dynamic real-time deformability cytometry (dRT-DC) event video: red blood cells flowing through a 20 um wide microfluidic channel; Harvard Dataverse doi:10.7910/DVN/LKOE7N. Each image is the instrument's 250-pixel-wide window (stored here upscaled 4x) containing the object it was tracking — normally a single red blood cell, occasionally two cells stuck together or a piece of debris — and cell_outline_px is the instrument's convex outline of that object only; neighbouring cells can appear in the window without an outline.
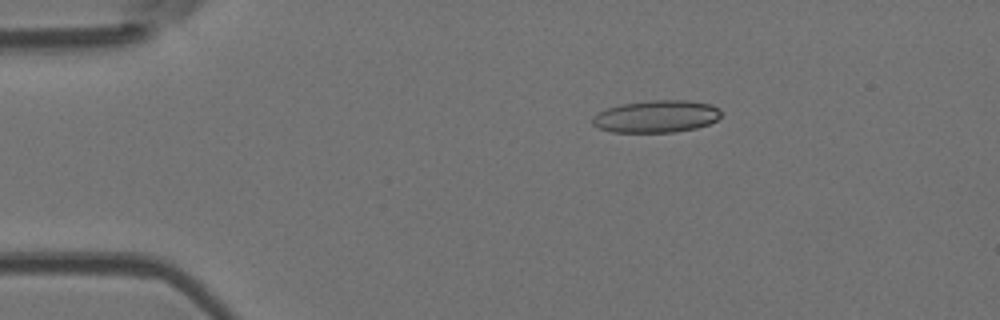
{"species": "Egyptian fruit bat (a non-hibernating species)", "species_latin": "Rousettus aegyptiacus", "temperature_condition": "room temperature", "stored_images_in_passage": 4, "camera_frame_rate_fps": 3000, "um_per_image_px": 0.085, "animal": {"sex": "female"}, "frame": {"image": 1, "passage_image": 3, "time_ms": 2.333, "image_size_px": [1000, 320], "cell_outline_px": [[720, 116], [716, 120], [708, 124], [696, 128], [672, 132], [612, 132], [596, 128], [592, 124], [592, 116], [608, 108], [624, 104], [648, 100], [688, 100], [712, 104], [720, 108]], "centroid_in_image_um": [55.79, 9.89], "position_along_channel_um": 29.2, "area_um2": 24.22}}